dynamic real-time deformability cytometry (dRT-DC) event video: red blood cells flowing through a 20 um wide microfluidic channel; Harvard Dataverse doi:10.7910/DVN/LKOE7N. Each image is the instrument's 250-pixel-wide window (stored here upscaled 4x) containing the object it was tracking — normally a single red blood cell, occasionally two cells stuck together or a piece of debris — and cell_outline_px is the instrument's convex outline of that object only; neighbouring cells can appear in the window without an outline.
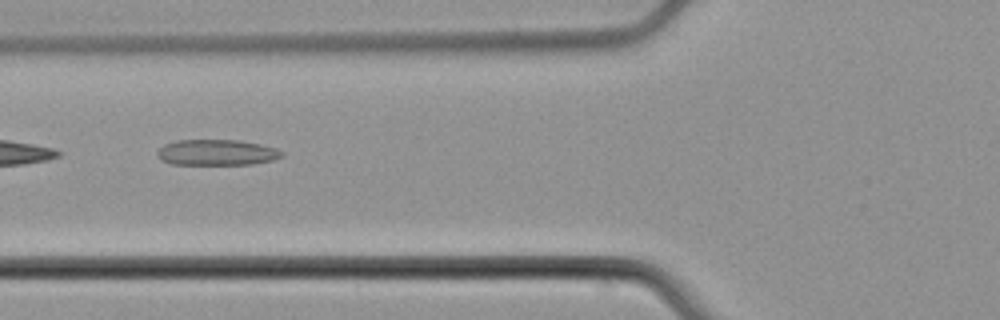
{"species": "common noctule bat (a hibernating species)", "species_latin": "Nyctalus noctula", "temperature_condition": "cold", "stored_images_in_passage": 7, "camera_frame_rate_fps": 3000, "um_per_image_px": 0.085, "animal": {"sex": "male", "body_mass_g": 21.5, "forearm_length_mm": 52.0}, "frame": {"image": 1, "passage_image": 5, "time_ms": 6.0, "image_size_px": [1000, 320], "cell_outline_px": [[284, 156], [272, 160], [252, 164], [172, 164], [160, 160], [156, 156], [156, 152], [164, 144], [176, 140], [240, 140], [260, 144], [276, 148], [284, 152]], "centroid_in_image_um": [18.41, 12.95], "position_along_channel_um": 107.4, "area_um2": 18.84}}
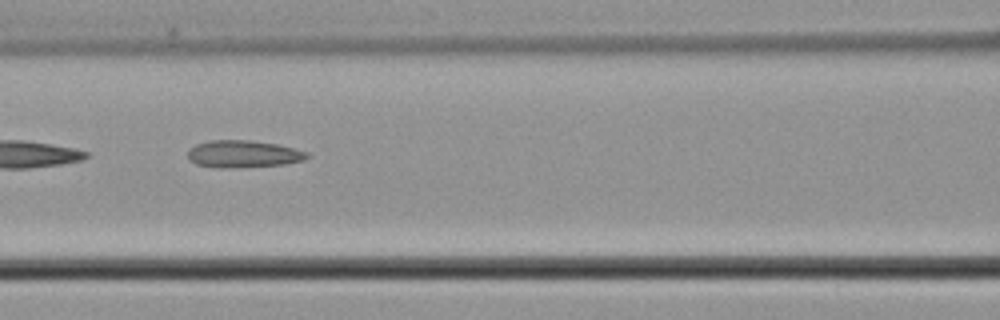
{"frame": {"image": 2, "passage_image": 6, "time_ms": 7.0, "image_size_px": [1000, 320], "cell_outline_px": [[308, 156], [304, 160], [284, 164], [220, 168], [196, 164], [188, 156], [188, 148], [196, 144], [208, 140], [252, 140], [276, 144], [308, 152]], "centroid_in_image_um": [20.65, 13.07], "position_along_channel_um": 146.0, "area_um2": 18.67}}
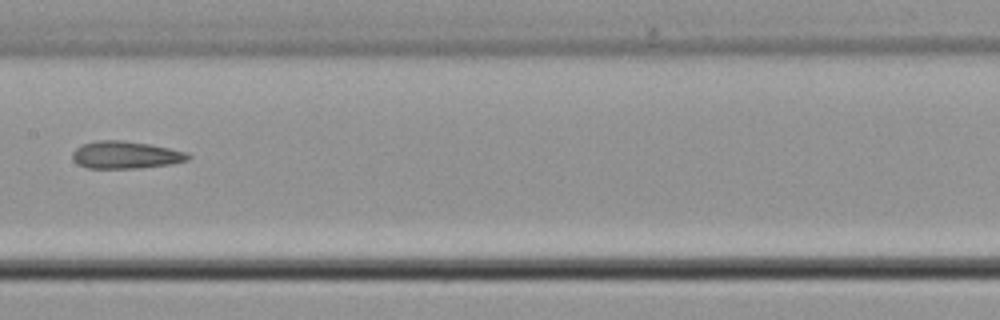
{"frame": {"image": 3, "passage_image": 7, "time_ms": 8.333, "image_size_px": [1000, 320], "cell_outline_px": [[192, 156], [188, 160], [172, 164], [136, 168], [88, 168], [72, 160], [72, 152], [80, 144], [100, 140], [120, 140], [148, 144], [188, 152]], "centroid_in_image_um": [10.68, 13.17], "position_along_channel_um": 196.7, "area_um2": 18.44}}